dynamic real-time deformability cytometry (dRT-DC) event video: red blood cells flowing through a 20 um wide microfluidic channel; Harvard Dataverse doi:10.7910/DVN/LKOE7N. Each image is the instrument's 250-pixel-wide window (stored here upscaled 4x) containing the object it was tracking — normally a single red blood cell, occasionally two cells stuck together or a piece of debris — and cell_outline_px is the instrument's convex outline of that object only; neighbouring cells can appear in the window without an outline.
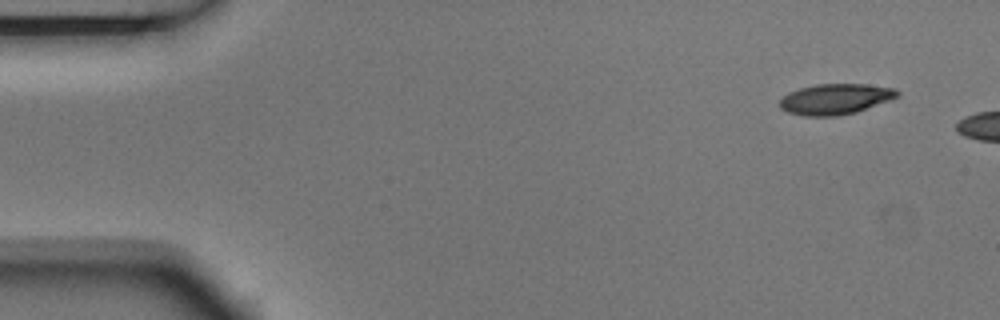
{"species": "Egyptian fruit bat (a non-hibernating species)", "species_latin": "Rousettus aegyptiacus", "temperature_condition": "room temperature", "stored_images_in_passage": 3, "camera_frame_rate_fps": 3000, "um_per_image_px": 0.085, "animal": {"sex": "male"}, "frame": {"image": 1, "passage_image": 1, "time_ms": 0.0, "image_size_px": [1000, 320], "cell_outline_px": [[900, 96], [856, 112], [836, 116], [804, 116], [788, 112], [780, 108], [780, 100], [788, 92], [800, 88], [816, 84], [864, 84], [896, 88], [900, 92]], "centroid_in_image_um": [71.01, 8.42], "position_along_channel_um": 14.0, "area_um2": 20.98}}